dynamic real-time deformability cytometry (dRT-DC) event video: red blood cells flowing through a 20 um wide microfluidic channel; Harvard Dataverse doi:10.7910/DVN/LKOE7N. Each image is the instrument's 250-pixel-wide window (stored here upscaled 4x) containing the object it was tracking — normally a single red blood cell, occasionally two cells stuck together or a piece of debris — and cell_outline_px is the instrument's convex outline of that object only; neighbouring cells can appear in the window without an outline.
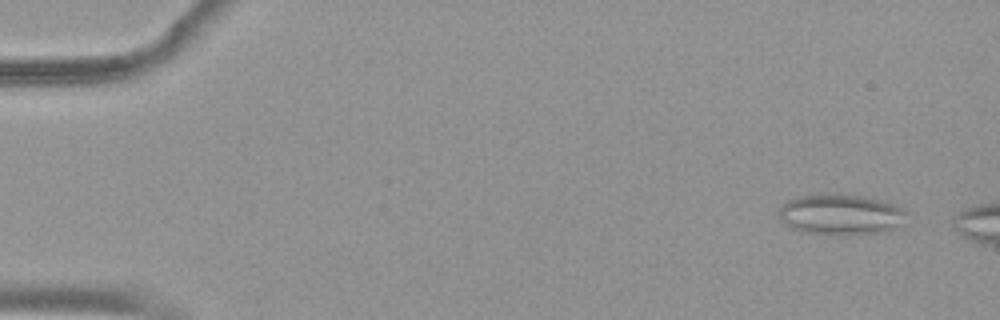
{"species": "common noctule bat (a hibernating species)", "species_latin": "Nyctalus noctula", "temperature_condition": "warm", "stored_images_in_passage": 50, "camera_frame_rate_fps": 3000, "um_per_image_px": 0.085, "animal": {"sex": "female", "body_mass_g": 19.9}, "frame": {"image": 1, "passage_image": 4, "time_ms": 1.0, "image_size_px": [1000, 320], "cell_outline_px": [[908, 212], [900, 224], [888, 232], [840, 236], [804, 232], [792, 228], [784, 224], [776, 216], [780, 208], [788, 200], [796, 196], [816, 192], [840, 192], [864, 196], [896, 204], [904, 208]], "centroid_in_image_um": [71.43, 18.21], "position_along_channel_um": 13.6, "area_um2": 31.56}}
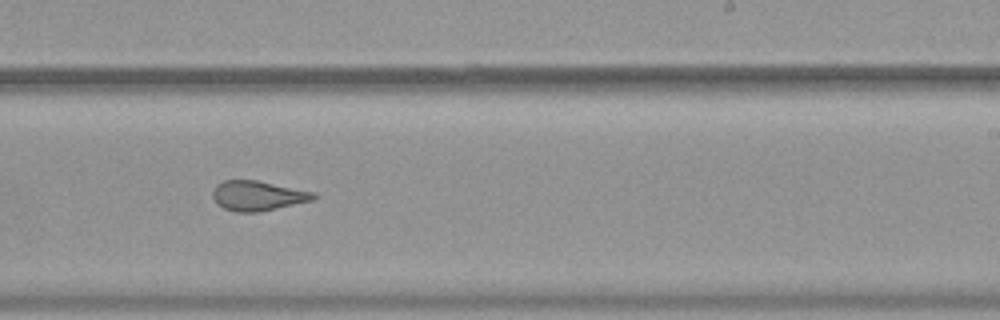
{"frame": {"image": 2, "passage_image": 34, "time_ms": 11.0, "image_size_px": [1000, 320], "cell_outline_px": [[316, 196], [312, 200], [260, 212], [236, 212], [224, 208], [216, 204], [212, 196], [212, 192], [216, 184], [224, 180], [256, 180], [312, 192]], "centroid_in_image_um": [21.83, 16.64], "position_along_channel_um": 267.2, "area_um2": 17.34}}
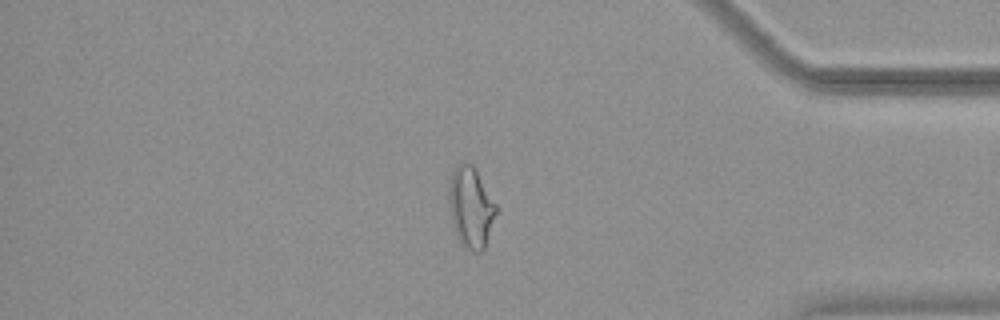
{"frame": {"image": 3, "passage_image": 46, "time_ms": 15.0, "image_size_px": [1000, 320], "cell_outline_px": [[500, 208], [484, 248], [480, 252], [476, 252], [460, 244], [456, 236], [452, 220], [448, 196], [448, 188], [452, 172], [460, 164], [472, 164], [476, 168]], "centroid_in_image_um": [40.07, 17.62], "position_along_channel_um": 395.1, "area_um2": 22.54}}